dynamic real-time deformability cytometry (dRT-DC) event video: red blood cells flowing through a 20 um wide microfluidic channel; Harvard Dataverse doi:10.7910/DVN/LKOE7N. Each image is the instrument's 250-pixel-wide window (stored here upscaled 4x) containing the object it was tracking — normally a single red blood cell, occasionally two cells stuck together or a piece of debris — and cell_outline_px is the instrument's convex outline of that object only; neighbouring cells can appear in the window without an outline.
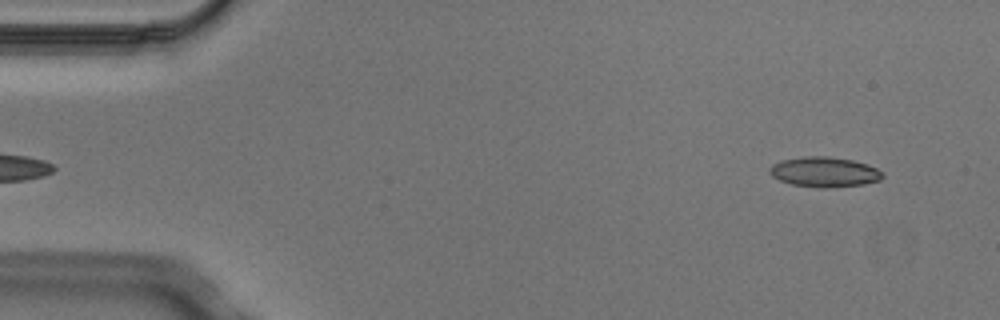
{"species": "Egyptian fruit bat (a non-hibernating species)", "species_latin": "Rousettus aegyptiacus", "temperature_condition": "cold", "stored_images_in_passage": 4, "camera_frame_rate_fps": 3000, "um_per_image_px": 0.085, "animal": {"sex": "male"}, "frame": {"image": 1, "passage_image": 4, "time_ms": 1.0, "image_size_px": [1000, 320], "cell_outline_px": [[884, 176], [880, 180], [864, 184], [824, 188], [792, 184], [780, 180], [772, 176], [768, 172], [768, 168], [772, 164], [780, 160], [804, 156], [828, 156], [852, 160], [868, 164], [884, 172]], "centroid_in_image_um": [70.07, 14.6], "position_along_channel_um": 14.9, "area_um2": 19.88}}